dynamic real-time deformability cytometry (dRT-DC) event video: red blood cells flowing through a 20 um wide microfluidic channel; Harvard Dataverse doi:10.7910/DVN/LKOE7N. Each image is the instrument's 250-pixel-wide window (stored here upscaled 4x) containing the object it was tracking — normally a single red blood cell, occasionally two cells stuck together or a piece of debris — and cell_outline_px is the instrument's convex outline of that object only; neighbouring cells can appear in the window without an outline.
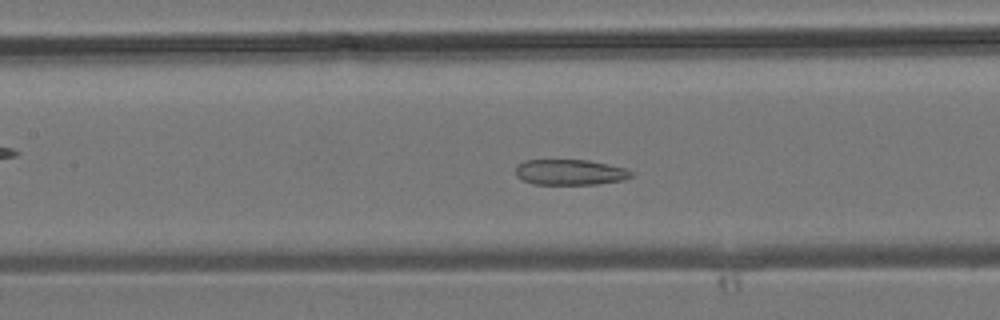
{"species": "common noctule bat (a hibernating species)", "species_latin": "Nyctalus noctula", "temperature_condition": "room temperature", "stored_images_in_passage": 32, "camera_frame_rate_fps": 3000, "um_per_image_px": 0.085, "animal": {"sex": "male", "body_mass_g": 19.2, "forearm_length_mm": 51.8}, "frame": {"image": 1, "passage_image": 16, "time_ms": 5.0, "image_size_px": [1000, 320], "cell_outline_px": [[636, 172], [632, 176], [624, 180], [596, 184], [536, 184], [524, 180], [516, 176], [516, 164], [524, 160], [588, 160], [608, 164], [624, 168]], "centroid_in_image_um": [48.47, 14.63], "position_along_channel_um": 158.9, "area_um2": 17.28}}
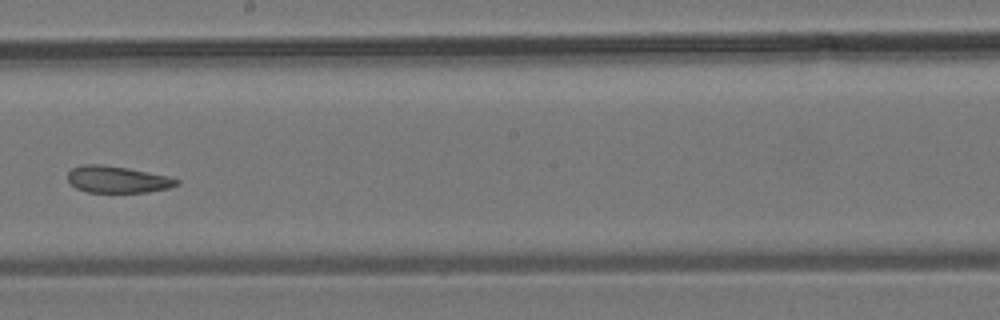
{"frame": {"image": 2, "passage_image": 21, "time_ms": 6.667, "image_size_px": [1000, 320], "cell_outline_px": [[180, 184], [168, 188], [148, 192], [88, 192], [76, 188], [68, 180], [68, 172], [72, 168], [84, 164], [100, 164], [128, 168], [168, 176], [180, 180]], "centroid_in_image_um": [9.99, 15.25], "position_along_channel_um": 238.2, "area_um2": 16.94}}
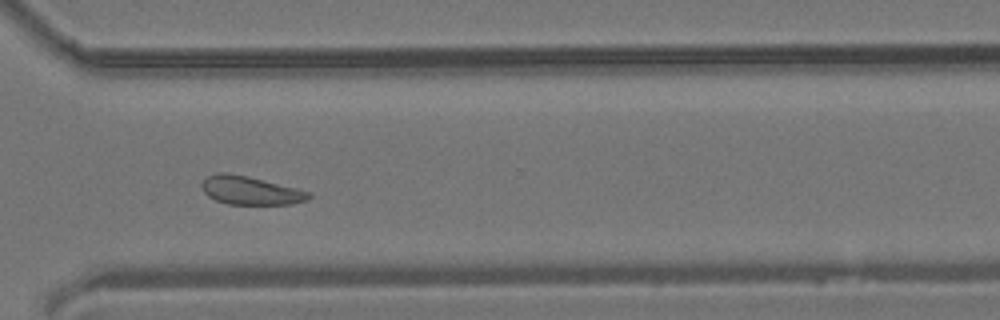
{"frame": {"image": 3, "passage_image": 28, "time_ms": 9.0, "image_size_px": [1000, 320], "cell_outline_px": [[312, 196], [308, 200], [292, 204], [228, 204], [216, 200], [208, 196], [204, 192], [200, 184], [208, 176], [216, 172], [224, 172], [248, 176], [312, 192]], "centroid_in_image_um": [21.3, 16.19], "position_along_channel_um": 349.3, "area_um2": 17.74}}